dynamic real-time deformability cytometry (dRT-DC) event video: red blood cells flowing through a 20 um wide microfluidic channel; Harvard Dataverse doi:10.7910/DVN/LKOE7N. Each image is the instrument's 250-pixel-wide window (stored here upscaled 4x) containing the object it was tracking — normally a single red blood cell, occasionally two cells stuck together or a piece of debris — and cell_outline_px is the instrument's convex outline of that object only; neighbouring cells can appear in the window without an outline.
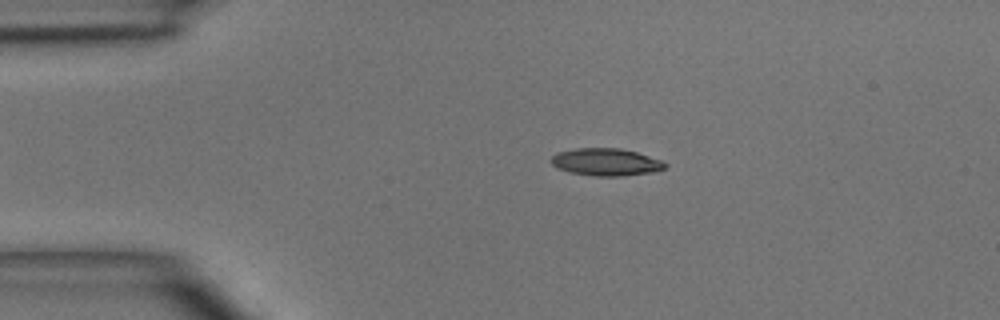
{"species": "common noctule bat (a hibernating species)", "species_latin": "Nyctalus noctula", "temperature_condition": "room temperature", "stored_images_in_passage": 3, "camera_frame_rate_fps": 3000, "um_per_image_px": 0.085, "animal": {"sex": "male", "body_mass_g": 15.6}, "frame": {"image": 1, "passage_image": 2, "time_ms": 1.333, "image_size_px": [1000, 320], "cell_outline_px": [[668, 164], [664, 168], [656, 172], [624, 176], [596, 176], [572, 172], [560, 168], [552, 164], [552, 156], [556, 152], [576, 148], [620, 148], [636, 152], [660, 160]], "centroid_in_image_um": [51.54, 13.77], "position_along_channel_um": 33.5, "area_um2": 18.03}}